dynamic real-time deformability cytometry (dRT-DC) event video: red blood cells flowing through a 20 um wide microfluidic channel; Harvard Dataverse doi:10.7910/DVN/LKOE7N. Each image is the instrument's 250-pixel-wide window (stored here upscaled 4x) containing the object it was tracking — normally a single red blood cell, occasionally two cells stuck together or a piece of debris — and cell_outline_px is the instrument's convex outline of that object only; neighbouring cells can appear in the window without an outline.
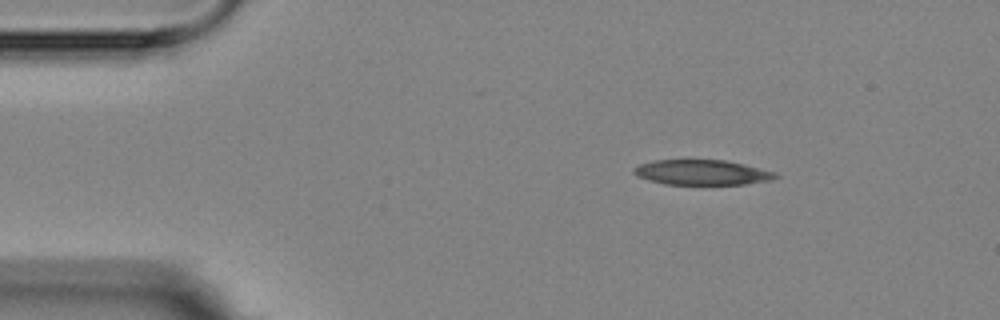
{"species": "Egyptian fruit bat (a non-hibernating species)", "species_latin": "Rousettus aegyptiacus", "temperature_condition": "room temperature", "stored_images_in_passage": 5, "camera_frame_rate_fps": 3000, "um_per_image_px": 0.085, "animal": {"sex": "female"}, "frame": {"image": 1, "passage_image": 3, "time_ms": 2.333, "image_size_px": [1000, 320], "cell_outline_px": [[780, 176], [772, 180], [744, 184], [664, 184], [636, 176], [632, 172], [632, 168], [640, 164], [652, 160], [724, 160], [744, 164], [776, 172]], "centroid_in_image_um": [59.66, 14.65], "position_along_channel_um": 25.3, "area_um2": 20.75}}